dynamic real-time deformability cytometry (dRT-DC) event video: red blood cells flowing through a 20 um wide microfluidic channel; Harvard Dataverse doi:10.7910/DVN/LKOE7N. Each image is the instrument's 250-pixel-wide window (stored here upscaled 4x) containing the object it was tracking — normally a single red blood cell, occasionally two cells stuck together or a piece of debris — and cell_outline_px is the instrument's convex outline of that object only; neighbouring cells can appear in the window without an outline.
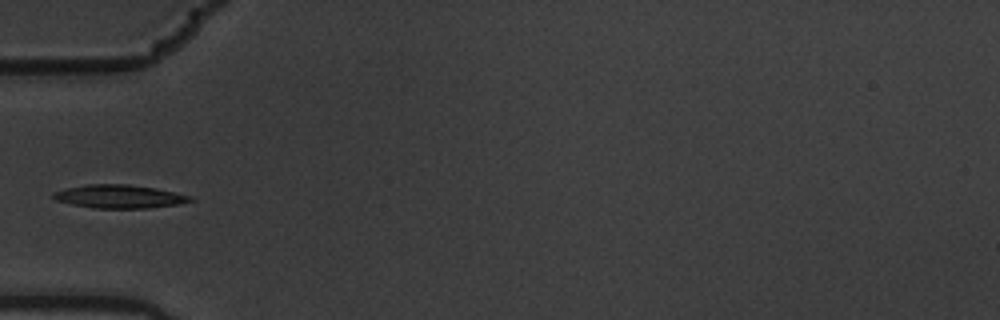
{"species": "common noctule bat (a hibernating species)", "species_latin": "Nyctalus noctula", "temperature_condition": "warm", "stored_images_in_passage": 3, "camera_frame_rate_fps": 3000, "um_per_image_px": 0.085, "animal": {"sex": "male", "body_mass_g": 19.5, "forearm_length_mm": 54.6}, "frame": {"image": 1, "passage_image": 3, "time_ms": 0.667, "image_size_px": [1000, 320], "cell_outline_px": [[196, 200], [180, 204], [148, 208], [92, 208], [72, 204], [56, 200], [52, 196], [52, 192], [64, 188], [88, 184], [128, 184], [156, 188], [192, 196]], "centroid_in_image_um": [10.15, 16.7], "position_along_channel_um": 74.8, "area_um2": 18.79}}